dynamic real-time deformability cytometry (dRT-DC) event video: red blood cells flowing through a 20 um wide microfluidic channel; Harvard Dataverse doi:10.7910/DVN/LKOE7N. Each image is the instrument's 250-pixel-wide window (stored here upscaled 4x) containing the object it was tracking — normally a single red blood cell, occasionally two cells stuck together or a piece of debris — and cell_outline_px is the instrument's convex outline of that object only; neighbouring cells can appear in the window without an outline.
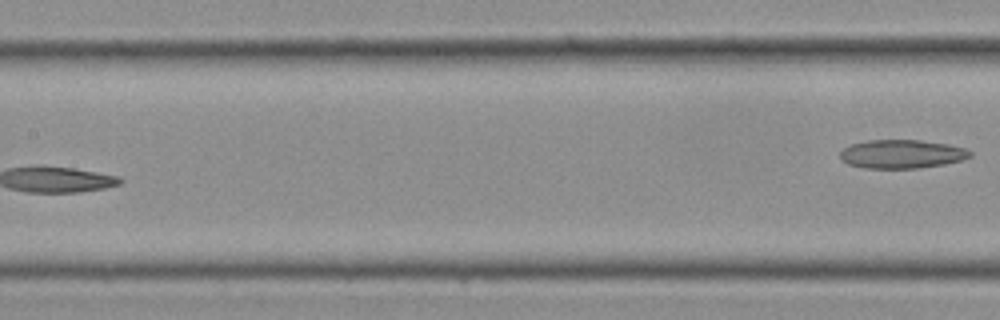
{"species": "Egyptian fruit bat (a non-hibernating species)", "species_latin": "Rousettus aegyptiacus", "temperature_condition": "cold", "stored_images_in_passage": 10, "segment_of_instrument_passage": [2, 2], "camera_frame_rate_fps": 3000, "um_per_image_px": 0.085, "frame": {"image": 1, "passage_image": 10, "time_ms": 3.0, "image_size_px": [1000, 320], "cell_outline_px": [[972, 156], [960, 160], [944, 164], [916, 168], [864, 168], [848, 164], [840, 160], [840, 152], [844, 148], [852, 144], [868, 140], [920, 140], [948, 144], [968, 148], [972, 152]], "centroid_in_image_um": [76.66, 13.09], "position_along_channel_um": 130.7, "area_um2": 21.73}}